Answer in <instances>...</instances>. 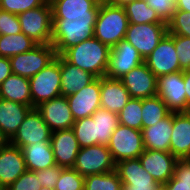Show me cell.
I'll return each mask as SVG.
<instances>
[{
    "instance_id": "obj_1",
    "label": "cell",
    "mask_w": 190,
    "mask_h": 190,
    "mask_svg": "<svg viewBox=\"0 0 190 190\" xmlns=\"http://www.w3.org/2000/svg\"><path fill=\"white\" fill-rule=\"evenodd\" d=\"M98 11L76 14H52V40L56 55L94 37Z\"/></svg>"
},
{
    "instance_id": "obj_2",
    "label": "cell",
    "mask_w": 190,
    "mask_h": 190,
    "mask_svg": "<svg viewBox=\"0 0 190 190\" xmlns=\"http://www.w3.org/2000/svg\"><path fill=\"white\" fill-rule=\"evenodd\" d=\"M111 48L92 37L65 50L61 56L78 68L90 72L96 78L106 75Z\"/></svg>"
},
{
    "instance_id": "obj_3",
    "label": "cell",
    "mask_w": 190,
    "mask_h": 190,
    "mask_svg": "<svg viewBox=\"0 0 190 190\" xmlns=\"http://www.w3.org/2000/svg\"><path fill=\"white\" fill-rule=\"evenodd\" d=\"M128 24L124 7L101 1L94 25V37L111 48L125 38Z\"/></svg>"
},
{
    "instance_id": "obj_4",
    "label": "cell",
    "mask_w": 190,
    "mask_h": 190,
    "mask_svg": "<svg viewBox=\"0 0 190 190\" xmlns=\"http://www.w3.org/2000/svg\"><path fill=\"white\" fill-rule=\"evenodd\" d=\"M18 17L22 33L37 44H51L52 7L50 1L45 5L22 12Z\"/></svg>"
},
{
    "instance_id": "obj_5",
    "label": "cell",
    "mask_w": 190,
    "mask_h": 190,
    "mask_svg": "<svg viewBox=\"0 0 190 190\" xmlns=\"http://www.w3.org/2000/svg\"><path fill=\"white\" fill-rule=\"evenodd\" d=\"M31 107L61 95L60 63L55 58L41 71L29 78Z\"/></svg>"
},
{
    "instance_id": "obj_6",
    "label": "cell",
    "mask_w": 190,
    "mask_h": 190,
    "mask_svg": "<svg viewBox=\"0 0 190 190\" xmlns=\"http://www.w3.org/2000/svg\"><path fill=\"white\" fill-rule=\"evenodd\" d=\"M116 163L138 158L145 150L142 131L119 124L107 144Z\"/></svg>"
},
{
    "instance_id": "obj_7",
    "label": "cell",
    "mask_w": 190,
    "mask_h": 190,
    "mask_svg": "<svg viewBox=\"0 0 190 190\" xmlns=\"http://www.w3.org/2000/svg\"><path fill=\"white\" fill-rule=\"evenodd\" d=\"M56 57L52 44H38L32 50L10 57L12 73L31 78Z\"/></svg>"
},
{
    "instance_id": "obj_8",
    "label": "cell",
    "mask_w": 190,
    "mask_h": 190,
    "mask_svg": "<svg viewBox=\"0 0 190 190\" xmlns=\"http://www.w3.org/2000/svg\"><path fill=\"white\" fill-rule=\"evenodd\" d=\"M115 166L109 148L106 145L97 144L80 148L73 169L86 177L112 172Z\"/></svg>"
},
{
    "instance_id": "obj_9",
    "label": "cell",
    "mask_w": 190,
    "mask_h": 190,
    "mask_svg": "<svg viewBox=\"0 0 190 190\" xmlns=\"http://www.w3.org/2000/svg\"><path fill=\"white\" fill-rule=\"evenodd\" d=\"M167 32V23H129L124 39L132 44L145 59Z\"/></svg>"
},
{
    "instance_id": "obj_10",
    "label": "cell",
    "mask_w": 190,
    "mask_h": 190,
    "mask_svg": "<svg viewBox=\"0 0 190 190\" xmlns=\"http://www.w3.org/2000/svg\"><path fill=\"white\" fill-rule=\"evenodd\" d=\"M144 63L157 78L170 73L183 71L180 68L175 49V35L167 32L159 41L157 47L144 59Z\"/></svg>"
},
{
    "instance_id": "obj_11",
    "label": "cell",
    "mask_w": 190,
    "mask_h": 190,
    "mask_svg": "<svg viewBox=\"0 0 190 190\" xmlns=\"http://www.w3.org/2000/svg\"><path fill=\"white\" fill-rule=\"evenodd\" d=\"M157 95L171 112H188L184 71H178L158 78Z\"/></svg>"
},
{
    "instance_id": "obj_12",
    "label": "cell",
    "mask_w": 190,
    "mask_h": 190,
    "mask_svg": "<svg viewBox=\"0 0 190 190\" xmlns=\"http://www.w3.org/2000/svg\"><path fill=\"white\" fill-rule=\"evenodd\" d=\"M115 170L122 182L121 190H159L162 186L143 168L139 158L120 161Z\"/></svg>"
},
{
    "instance_id": "obj_13",
    "label": "cell",
    "mask_w": 190,
    "mask_h": 190,
    "mask_svg": "<svg viewBox=\"0 0 190 190\" xmlns=\"http://www.w3.org/2000/svg\"><path fill=\"white\" fill-rule=\"evenodd\" d=\"M51 136V129L44 122L40 112L34 107L27 113L10 143L22 149L34 143L50 141Z\"/></svg>"
},
{
    "instance_id": "obj_14",
    "label": "cell",
    "mask_w": 190,
    "mask_h": 190,
    "mask_svg": "<svg viewBox=\"0 0 190 190\" xmlns=\"http://www.w3.org/2000/svg\"><path fill=\"white\" fill-rule=\"evenodd\" d=\"M144 62L137 49L125 39L111 47L106 77L120 79Z\"/></svg>"
},
{
    "instance_id": "obj_15",
    "label": "cell",
    "mask_w": 190,
    "mask_h": 190,
    "mask_svg": "<svg viewBox=\"0 0 190 190\" xmlns=\"http://www.w3.org/2000/svg\"><path fill=\"white\" fill-rule=\"evenodd\" d=\"M131 98L146 99L157 95L158 78L143 62L120 78Z\"/></svg>"
},
{
    "instance_id": "obj_16",
    "label": "cell",
    "mask_w": 190,
    "mask_h": 190,
    "mask_svg": "<svg viewBox=\"0 0 190 190\" xmlns=\"http://www.w3.org/2000/svg\"><path fill=\"white\" fill-rule=\"evenodd\" d=\"M101 78H95L90 84L67 98L74 120L91 117L101 108Z\"/></svg>"
},
{
    "instance_id": "obj_17",
    "label": "cell",
    "mask_w": 190,
    "mask_h": 190,
    "mask_svg": "<svg viewBox=\"0 0 190 190\" xmlns=\"http://www.w3.org/2000/svg\"><path fill=\"white\" fill-rule=\"evenodd\" d=\"M52 132L72 129L75 122L67 98L58 96L35 107Z\"/></svg>"
},
{
    "instance_id": "obj_18",
    "label": "cell",
    "mask_w": 190,
    "mask_h": 190,
    "mask_svg": "<svg viewBox=\"0 0 190 190\" xmlns=\"http://www.w3.org/2000/svg\"><path fill=\"white\" fill-rule=\"evenodd\" d=\"M143 168L160 184L173 177L178 158L170 152L145 149L138 157Z\"/></svg>"
},
{
    "instance_id": "obj_19",
    "label": "cell",
    "mask_w": 190,
    "mask_h": 190,
    "mask_svg": "<svg viewBox=\"0 0 190 190\" xmlns=\"http://www.w3.org/2000/svg\"><path fill=\"white\" fill-rule=\"evenodd\" d=\"M50 144L56 165L73 168L80 146L72 129L52 132Z\"/></svg>"
},
{
    "instance_id": "obj_20",
    "label": "cell",
    "mask_w": 190,
    "mask_h": 190,
    "mask_svg": "<svg viewBox=\"0 0 190 190\" xmlns=\"http://www.w3.org/2000/svg\"><path fill=\"white\" fill-rule=\"evenodd\" d=\"M25 171L22 149L10 142L0 149V187L6 189Z\"/></svg>"
},
{
    "instance_id": "obj_21",
    "label": "cell",
    "mask_w": 190,
    "mask_h": 190,
    "mask_svg": "<svg viewBox=\"0 0 190 190\" xmlns=\"http://www.w3.org/2000/svg\"><path fill=\"white\" fill-rule=\"evenodd\" d=\"M170 153L178 159H190V111L173 112Z\"/></svg>"
},
{
    "instance_id": "obj_22",
    "label": "cell",
    "mask_w": 190,
    "mask_h": 190,
    "mask_svg": "<svg viewBox=\"0 0 190 190\" xmlns=\"http://www.w3.org/2000/svg\"><path fill=\"white\" fill-rule=\"evenodd\" d=\"M100 106L112 113L119 114L131 99L120 79L101 77Z\"/></svg>"
},
{
    "instance_id": "obj_23",
    "label": "cell",
    "mask_w": 190,
    "mask_h": 190,
    "mask_svg": "<svg viewBox=\"0 0 190 190\" xmlns=\"http://www.w3.org/2000/svg\"><path fill=\"white\" fill-rule=\"evenodd\" d=\"M60 63L61 95L68 97L90 84L96 77L66 61L61 55L55 57Z\"/></svg>"
},
{
    "instance_id": "obj_24",
    "label": "cell",
    "mask_w": 190,
    "mask_h": 190,
    "mask_svg": "<svg viewBox=\"0 0 190 190\" xmlns=\"http://www.w3.org/2000/svg\"><path fill=\"white\" fill-rule=\"evenodd\" d=\"M173 112L155 125L142 129L145 149L170 152Z\"/></svg>"
},
{
    "instance_id": "obj_25",
    "label": "cell",
    "mask_w": 190,
    "mask_h": 190,
    "mask_svg": "<svg viewBox=\"0 0 190 190\" xmlns=\"http://www.w3.org/2000/svg\"><path fill=\"white\" fill-rule=\"evenodd\" d=\"M32 108L0 98V130L9 141L14 137L27 113Z\"/></svg>"
},
{
    "instance_id": "obj_26",
    "label": "cell",
    "mask_w": 190,
    "mask_h": 190,
    "mask_svg": "<svg viewBox=\"0 0 190 190\" xmlns=\"http://www.w3.org/2000/svg\"><path fill=\"white\" fill-rule=\"evenodd\" d=\"M26 170L38 171L55 166L53 150L50 141H41L22 148Z\"/></svg>"
},
{
    "instance_id": "obj_27",
    "label": "cell",
    "mask_w": 190,
    "mask_h": 190,
    "mask_svg": "<svg viewBox=\"0 0 190 190\" xmlns=\"http://www.w3.org/2000/svg\"><path fill=\"white\" fill-rule=\"evenodd\" d=\"M0 98L31 107L29 78L12 73L0 85Z\"/></svg>"
},
{
    "instance_id": "obj_28",
    "label": "cell",
    "mask_w": 190,
    "mask_h": 190,
    "mask_svg": "<svg viewBox=\"0 0 190 190\" xmlns=\"http://www.w3.org/2000/svg\"><path fill=\"white\" fill-rule=\"evenodd\" d=\"M96 130V145H106L116 127L119 125V115L99 108L92 115Z\"/></svg>"
},
{
    "instance_id": "obj_29",
    "label": "cell",
    "mask_w": 190,
    "mask_h": 190,
    "mask_svg": "<svg viewBox=\"0 0 190 190\" xmlns=\"http://www.w3.org/2000/svg\"><path fill=\"white\" fill-rule=\"evenodd\" d=\"M38 44L24 33L0 36V57H12L32 50Z\"/></svg>"
},
{
    "instance_id": "obj_30",
    "label": "cell",
    "mask_w": 190,
    "mask_h": 190,
    "mask_svg": "<svg viewBox=\"0 0 190 190\" xmlns=\"http://www.w3.org/2000/svg\"><path fill=\"white\" fill-rule=\"evenodd\" d=\"M170 113L168 106L158 95L142 99V129L155 125Z\"/></svg>"
},
{
    "instance_id": "obj_31",
    "label": "cell",
    "mask_w": 190,
    "mask_h": 190,
    "mask_svg": "<svg viewBox=\"0 0 190 190\" xmlns=\"http://www.w3.org/2000/svg\"><path fill=\"white\" fill-rule=\"evenodd\" d=\"M128 22L133 24L165 23L145 0H134L124 6Z\"/></svg>"
},
{
    "instance_id": "obj_32",
    "label": "cell",
    "mask_w": 190,
    "mask_h": 190,
    "mask_svg": "<svg viewBox=\"0 0 190 190\" xmlns=\"http://www.w3.org/2000/svg\"><path fill=\"white\" fill-rule=\"evenodd\" d=\"M102 0H51L52 14H76L99 11Z\"/></svg>"
},
{
    "instance_id": "obj_33",
    "label": "cell",
    "mask_w": 190,
    "mask_h": 190,
    "mask_svg": "<svg viewBox=\"0 0 190 190\" xmlns=\"http://www.w3.org/2000/svg\"><path fill=\"white\" fill-rule=\"evenodd\" d=\"M122 182L116 170L103 174L88 175L84 190H121Z\"/></svg>"
},
{
    "instance_id": "obj_34",
    "label": "cell",
    "mask_w": 190,
    "mask_h": 190,
    "mask_svg": "<svg viewBox=\"0 0 190 190\" xmlns=\"http://www.w3.org/2000/svg\"><path fill=\"white\" fill-rule=\"evenodd\" d=\"M118 115L119 124L142 131V99L131 98Z\"/></svg>"
},
{
    "instance_id": "obj_35",
    "label": "cell",
    "mask_w": 190,
    "mask_h": 190,
    "mask_svg": "<svg viewBox=\"0 0 190 190\" xmlns=\"http://www.w3.org/2000/svg\"><path fill=\"white\" fill-rule=\"evenodd\" d=\"M72 130L80 148L96 145V130L92 116L75 120Z\"/></svg>"
},
{
    "instance_id": "obj_36",
    "label": "cell",
    "mask_w": 190,
    "mask_h": 190,
    "mask_svg": "<svg viewBox=\"0 0 190 190\" xmlns=\"http://www.w3.org/2000/svg\"><path fill=\"white\" fill-rule=\"evenodd\" d=\"M85 177L73 168H63L54 190H84Z\"/></svg>"
},
{
    "instance_id": "obj_37",
    "label": "cell",
    "mask_w": 190,
    "mask_h": 190,
    "mask_svg": "<svg viewBox=\"0 0 190 190\" xmlns=\"http://www.w3.org/2000/svg\"><path fill=\"white\" fill-rule=\"evenodd\" d=\"M168 33L190 38V12L175 10L167 23Z\"/></svg>"
},
{
    "instance_id": "obj_38",
    "label": "cell",
    "mask_w": 190,
    "mask_h": 190,
    "mask_svg": "<svg viewBox=\"0 0 190 190\" xmlns=\"http://www.w3.org/2000/svg\"><path fill=\"white\" fill-rule=\"evenodd\" d=\"M47 2V0H2L0 9L19 15L29 9L45 5Z\"/></svg>"
},
{
    "instance_id": "obj_39",
    "label": "cell",
    "mask_w": 190,
    "mask_h": 190,
    "mask_svg": "<svg viewBox=\"0 0 190 190\" xmlns=\"http://www.w3.org/2000/svg\"><path fill=\"white\" fill-rule=\"evenodd\" d=\"M41 187L36 173L34 171L26 170L5 190H39Z\"/></svg>"
},
{
    "instance_id": "obj_40",
    "label": "cell",
    "mask_w": 190,
    "mask_h": 190,
    "mask_svg": "<svg viewBox=\"0 0 190 190\" xmlns=\"http://www.w3.org/2000/svg\"><path fill=\"white\" fill-rule=\"evenodd\" d=\"M147 5L154 9L158 16L168 23L176 10L177 0H145Z\"/></svg>"
},
{
    "instance_id": "obj_41",
    "label": "cell",
    "mask_w": 190,
    "mask_h": 190,
    "mask_svg": "<svg viewBox=\"0 0 190 190\" xmlns=\"http://www.w3.org/2000/svg\"><path fill=\"white\" fill-rule=\"evenodd\" d=\"M21 33L18 15L0 9V36Z\"/></svg>"
},
{
    "instance_id": "obj_42",
    "label": "cell",
    "mask_w": 190,
    "mask_h": 190,
    "mask_svg": "<svg viewBox=\"0 0 190 190\" xmlns=\"http://www.w3.org/2000/svg\"><path fill=\"white\" fill-rule=\"evenodd\" d=\"M175 49L178 55L180 68L183 71L190 69V38L175 35Z\"/></svg>"
},
{
    "instance_id": "obj_43",
    "label": "cell",
    "mask_w": 190,
    "mask_h": 190,
    "mask_svg": "<svg viewBox=\"0 0 190 190\" xmlns=\"http://www.w3.org/2000/svg\"><path fill=\"white\" fill-rule=\"evenodd\" d=\"M63 167L55 165L44 170L35 171L42 187L55 189Z\"/></svg>"
},
{
    "instance_id": "obj_44",
    "label": "cell",
    "mask_w": 190,
    "mask_h": 190,
    "mask_svg": "<svg viewBox=\"0 0 190 190\" xmlns=\"http://www.w3.org/2000/svg\"><path fill=\"white\" fill-rule=\"evenodd\" d=\"M173 178L180 183L190 184V159H178Z\"/></svg>"
},
{
    "instance_id": "obj_45",
    "label": "cell",
    "mask_w": 190,
    "mask_h": 190,
    "mask_svg": "<svg viewBox=\"0 0 190 190\" xmlns=\"http://www.w3.org/2000/svg\"><path fill=\"white\" fill-rule=\"evenodd\" d=\"M12 74L11 62L8 57H0V85Z\"/></svg>"
},
{
    "instance_id": "obj_46",
    "label": "cell",
    "mask_w": 190,
    "mask_h": 190,
    "mask_svg": "<svg viewBox=\"0 0 190 190\" xmlns=\"http://www.w3.org/2000/svg\"><path fill=\"white\" fill-rule=\"evenodd\" d=\"M165 190H190V184L180 183L173 177L169 179L167 183L162 185Z\"/></svg>"
},
{
    "instance_id": "obj_47",
    "label": "cell",
    "mask_w": 190,
    "mask_h": 190,
    "mask_svg": "<svg viewBox=\"0 0 190 190\" xmlns=\"http://www.w3.org/2000/svg\"><path fill=\"white\" fill-rule=\"evenodd\" d=\"M184 84L186 90L187 105L190 107V69L184 70Z\"/></svg>"
},
{
    "instance_id": "obj_48",
    "label": "cell",
    "mask_w": 190,
    "mask_h": 190,
    "mask_svg": "<svg viewBox=\"0 0 190 190\" xmlns=\"http://www.w3.org/2000/svg\"><path fill=\"white\" fill-rule=\"evenodd\" d=\"M176 10L190 12V0H177Z\"/></svg>"
},
{
    "instance_id": "obj_49",
    "label": "cell",
    "mask_w": 190,
    "mask_h": 190,
    "mask_svg": "<svg viewBox=\"0 0 190 190\" xmlns=\"http://www.w3.org/2000/svg\"><path fill=\"white\" fill-rule=\"evenodd\" d=\"M105 1L114 6L124 7L127 4L133 2L134 0H105Z\"/></svg>"
},
{
    "instance_id": "obj_50",
    "label": "cell",
    "mask_w": 190,
    "mask_h": 190,
    "mask_svg": "<svg viewBox=\"0 0 190 190\" xmlns=\"http://www.w3.org/2000/svg\"><path fill=\"white\" fill-rule=\"evenodd\" d=\"M9 142V139L0 130V149H3Z\"/></svg>"
},
{
    "instance_id": "obj_51",
    "label": "cell",
    "mask_w": 190,
    "mask_h": 190,
    "mask_svg": "<svg viewBox=\"0 0 190 190\" xmlns=\"http://www.w3.org/2000/svg\"><path fill=\"white\" fill-rule=\"evenodd\" d=\"M39 190H54V189L48 187H41Z\"/></svg>"
}]
</instances>
